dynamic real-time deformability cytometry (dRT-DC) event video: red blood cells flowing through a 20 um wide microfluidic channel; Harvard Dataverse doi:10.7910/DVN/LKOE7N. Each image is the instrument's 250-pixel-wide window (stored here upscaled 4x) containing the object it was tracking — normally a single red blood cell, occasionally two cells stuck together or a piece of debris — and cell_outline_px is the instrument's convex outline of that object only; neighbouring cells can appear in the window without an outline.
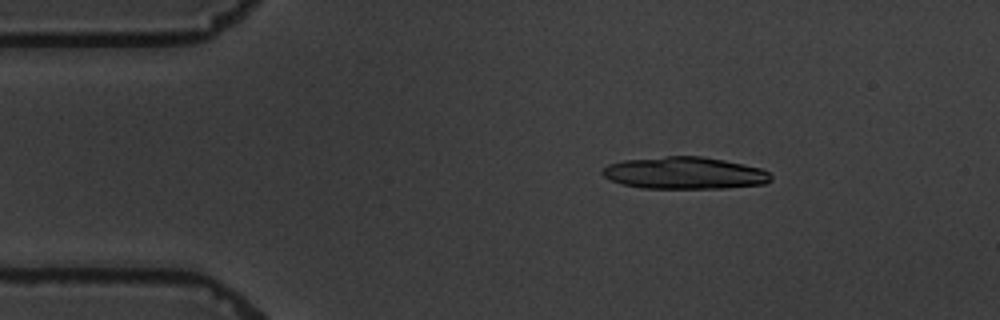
{"species": "common noctule bat (a hibernating species)", "species_latin": "Nyctalus noctula", "temperature_condition": "warm", "stored_images_in_passage": 4, "camera_frame_rate_fps": 3000, "um_per_image_px": 0.085, "animal": {"sex": "male", "body_mass_g": 19.5, "forearm_length_mm": 54.6}, "frame": {"image": 1, "passage_image": 3, "time_ms": 2.333, "image_size_px": [1000, 320], "cell_outline_px": [[772, 180], [764, 184], [728, 188], [640, 188], [624, 184], [612, 180], [604, 176], [600, 172], [608, 164], [624, 160], [668, 156], [700, 156], [724, 160], [744, 164], [760, 168], [768, 172], [772, 176]], "centroid_in_image_um": [58.21, 14.71], "position_along_channel_um": 26.8, "area_um2": 31.44}}